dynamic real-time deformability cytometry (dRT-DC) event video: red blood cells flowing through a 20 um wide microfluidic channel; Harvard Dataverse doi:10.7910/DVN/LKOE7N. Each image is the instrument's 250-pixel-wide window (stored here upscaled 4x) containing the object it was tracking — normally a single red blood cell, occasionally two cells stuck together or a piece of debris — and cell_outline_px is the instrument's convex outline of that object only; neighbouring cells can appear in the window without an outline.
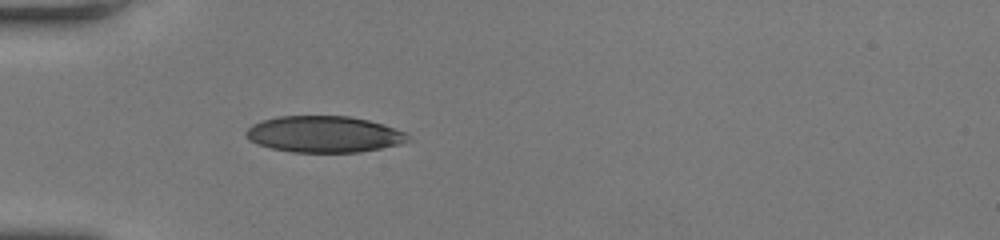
{"species": "human", "species_latin": "Homo sapiens", "temperature_condition": "room temperature", "stored_images_in_passage": 27, "camera_frame_rate_fps": 3000, "um_per_image_px": 0.085, "donor": {"sex": "female"}, "frame": {"image": 1, "passage_image": 1, "time_ms": 0.0, "image_size_px": [1000, 240], "cell_outline_px": [[412, 140], [400, 144], [360, 152], [292, 152], [272, 148], [256, 144], [248, 140], [244, 136], [244, 132], [252, 124], [276, 116], [348, 116], [368, 120], [384, 124], [404, 132], [412, 136]], "centroid_in_image_um": [27.54, 11.41], "position_along_channel_um": 57.5, "area_um2": 34.56}}
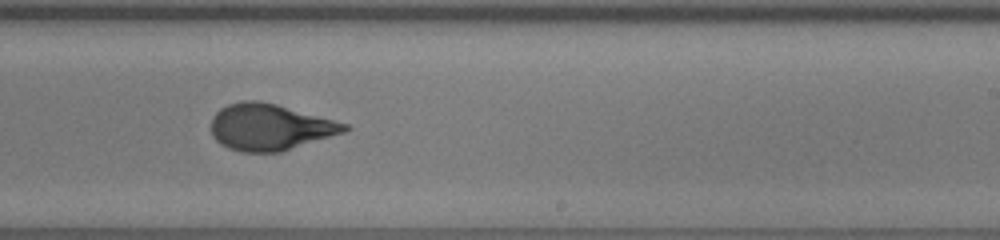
{"frame": {"image": 2, "passage_image": 15, "time_ms": 4.667, "image_size_px": [1000, 240], "cell_outline_px": [[352, 128], [344, 132], [280, 152], [240, 152], [228, 148], [220, 144], [212, 136], [212, 116], [220, 108], [228, 104], [244, 100], [256, 100], [276, 104], [348, 124]], "centroid_in_image_um": [22.91, 10.8], "position_along_channel_um": 266.1, "area_um2": 35.89}}
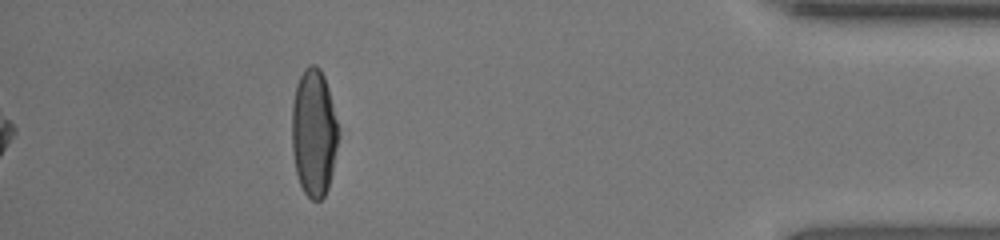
{"frame": {"image": 3, "passage_image": 27, "time_ms": 8.667, "image_size_px": [1000, 240], "cell_outline_px": [[340, 136], [332, 172], [328, 188], [324, 196], [320, 200], [312, 200], [304, 192], [300, 184], [296, 172], [292, 152], [292, 104], [296, 84], [304, 68], [308, 64], [316, 64], [320, 68], [324, 76], [328, 88], [340, 128]], "centroid_in_image_um": [26.69, 11.26], "position_along_channel_um": 408.5, "area_um2": 35.08}}